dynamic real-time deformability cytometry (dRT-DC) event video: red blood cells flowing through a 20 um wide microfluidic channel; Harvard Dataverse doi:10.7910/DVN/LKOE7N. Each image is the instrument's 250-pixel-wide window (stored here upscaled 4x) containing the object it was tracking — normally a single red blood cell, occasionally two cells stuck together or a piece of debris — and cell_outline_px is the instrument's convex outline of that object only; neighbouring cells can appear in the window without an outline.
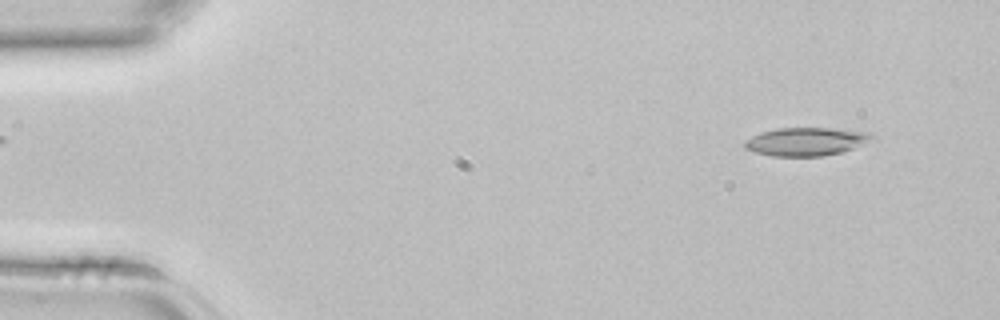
{"species": "common noctule bat (a hibernating species)", "species_latin": "Nyctalus noctula", "temperature_condition": "room temperature", "stored_images_in_passage": 3, "camera_frame_rate_fps": 3000, "um_per_image_px": 0.085, "animal": {"sex": "female", "body_mass_g": 22.7, "forearm_length_mm": 54.2}, "frame": {"image": 1, "passage_image": 1, "time_ms": 0.0, "image_size_px": [1000, 320], "cell_outline_px": [[876, 136], [872, 140], [852, 148], [840, 152], [824, 156], [772, 156], [756, 152], [744, 148], [744, 140], [760, 132], [776, 128], [832, 128], [868, 132]], "centroid_in_image_um": [68.49, 12.03], "position_along_channel_um": 16.5, "area_um2": 20.92}}